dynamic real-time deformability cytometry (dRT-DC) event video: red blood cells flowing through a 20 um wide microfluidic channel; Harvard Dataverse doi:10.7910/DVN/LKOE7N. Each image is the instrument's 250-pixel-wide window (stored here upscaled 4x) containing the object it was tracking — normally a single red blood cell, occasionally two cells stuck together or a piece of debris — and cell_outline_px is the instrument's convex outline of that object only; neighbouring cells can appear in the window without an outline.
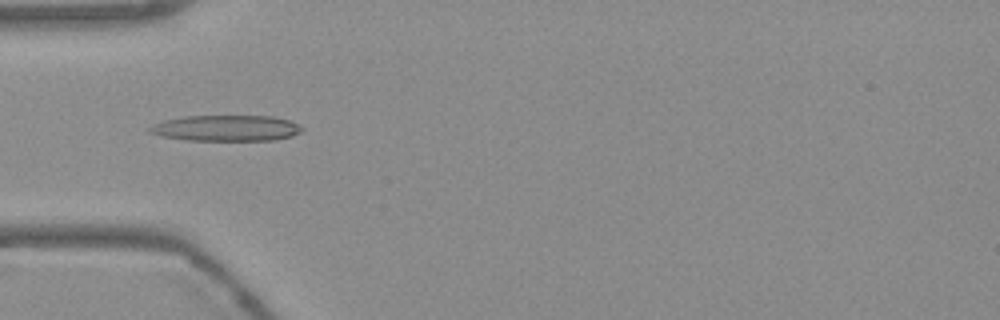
{"species": "Egyptian fruit bat (a non-hibernating species)", "species_latin": "Rousettus aegyptiacus", "temperature_condition": "warm", "stored_images_in_passage": 54, "camera_frame_rate_fps": 3000, "um_per_image_px": 0.085, "frame": {"image": 1, "passage_image": 17, "time_ms": 5.333, "image_size_px": [1000, 320], "cell_outline_px": [[304, 128], [300, 132], [292, 136], [276, 140], [188, 140], [160, 136], [148, 132], [148, 128], [152, 124], [164, 120], [184, 116], [272, 116], [288, 120]], "centroid_in_image_um": [19.19, 10.89], "position_along_channel_um": 65.8, "area_um2": 23.0}}
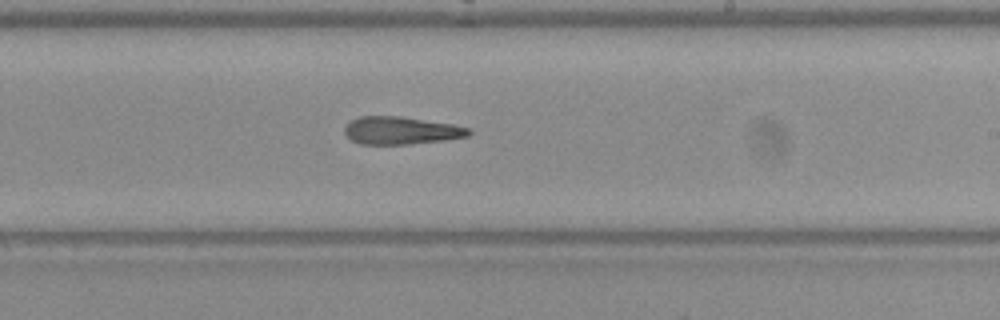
{"frame": {"image": 2, "passage_image": 32, "time_ms": 10.333, "image_size_px": [1000, 320], "cell_outline_px": [[472, 132], [468, 136], [444, 140], [408, 144], [360, 144], [352, 140], [344, 132], [344, 128], [352, 120], [360, 116], [400, 116], [452, 124], [468, 128]], "centroid_in_image_um": [34.08, 11.09], "position_along_channel_um": 254.9, "area_um2": 19.83}}
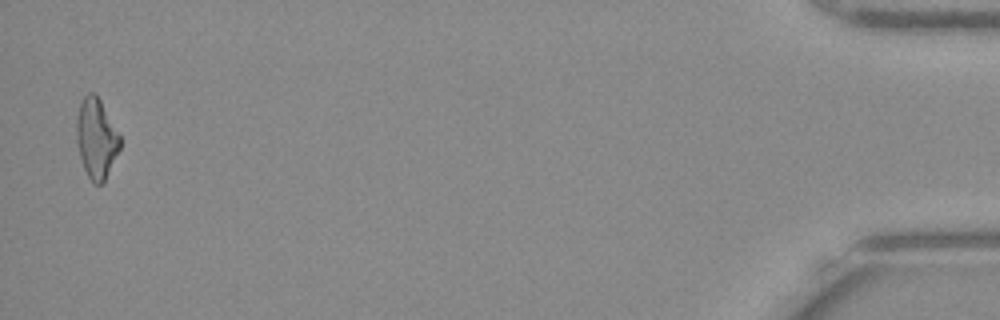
{"frame": {"image": 3, "passage_image": 53, "time_ms": 17.333, "image_size_px": [1000, 320], "cell_outline_px": [[120, 148], [104, 180], [100, 184], [96, 184], [88, 176], [84, 168], [80, 156], [76, 140], [76, 116], [80, 104], [84, 96], [88, 92], [96, 92], [120, 136]], "centroid_in_image_um": [8.17, 11.71], "position_along_channel_um": 427.0, "area_um2": 20.0}}